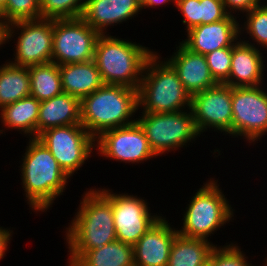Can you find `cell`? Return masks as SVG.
I'll list each match as a JSON object with an SVG mask.
<instances>
[{"instance_id": "9", "label": "cell", "mask_w": 267, "mask_h": 266, "mask_svg": "<svg viewBox=\"0 0 267 266\" xmlns=\"http://www.w3.org/2000/svg\"><path fill=\"white\" fill-rule=\"evenodd\" d=\"M37 139L47 147L70 178L95 152V139L81 124L47 129Z\"/></svg>"}, {"instance_id": "29", "label": "cell", "mask_w": 267, "mask_h": 266, "mask_svg": "<svg viewBox=\"0 0 267 266\" xmlns=\"http://www.w3.org/2000/svg\"><path fill=\"white\" fill-rule=\"evenodd\" d=\"M40 18V0H8L0 11V21L4 27L16 21Z\"/></svg>"}, {"instance_id": "13", "label": "cell", "mask_w": 267, "mask_h": 266, "mask_svg": "<svg viewBox=\"0 0 267 266\" xmlns=\"http://www.w3.org/2000/svg\"><path fill=\"white\" fill-rule=\"evenodd\" d=\"M190 109L200 135L212 128L232 137V87L218 83L192 95Z\"/></svg>"}, {"instance_id": "34", "label": "cell", "mask_w": 267, "mask_h": 266, "mask_svg": "<svg viewBox=\"0 0 267 266\" xmlns=\"http://www.w3.org/2000/svg\"><path fill=\"white\" fill-rule=\"evenodd\" d=\"M0 226V261L5 257L7 249L10 248L11 237H13V230Z\"/></svg>"}, {"instance_id": "14", "label": "cell", "mask_w": 267, "mask_h": 266, "mask_svg": "<svg viewBox=\"0 0 267 266\" xmlns=\"http://www.w3.org/2000/svg\"><path fill=\"white\" fill-rule=\"evenodd\" d=\"M145 197L112 190V212L117 240L135 245L162 216L152 213Z\"/></svg>"}, {"instance_id": "7", "label": "cell", "mask_w": 267, "mask_h": 266, "mask_svg": "<svg viewBox=\"0 0 267 266\" xmlns=\"http://www.w3.org/2000/svg\"><path fill=\"white\" fill-rule=\"evenodd\" d=\"M139 114L141 116L136 122L143 129L151 149L157 156L181 150L201 136L195 126L191 109Z\"/></svg>"}, {"instance_id": "21", "label": "cell", "mask_w": 267, "mask_h": 266, "mask_svg": "<svg viewBox=\"0 0 267 266\" xmlns=\"http://www.w3.org/2000/svg\"><path fill=\"white\" fill-rule=\"evenodd\" d=\"M40 101L29 95L0 109L1 134L15 130L26 138H37V121L39 117ZM4 128V129H3ZM6 129V130H5Z\"/></svg>"}, {"instance_id": "11", "label": "cell", "mask_w": 267, "mask_h": 266, "mask_svg": "<svg viewBox=\"0 0 267 266\" xmlns=\"http://www.w3.org/2000/svg\"><path fill=\"white\" fill-rule=\"evenodd\" d=\"M99 36L81 17L53 20L52 62L64 65L94 60Z\"/></svg>"}, {"instance_id": "12", "label": "cell", "mask_w": 267, "mask_h": 266, "mask_svg": "<svg viewBox=\"0 0 267 266\" xmlns=\"http://www.w3.org/2000/svg\"><path fill=\"white\" fill-rule=\"evenodd\" d=\"M95 150L103 158L125 164H143L157 158L137 122L104 131L95 139Z\"/></svg>"}, {"instance_id": "24", "label": "cell", "mask_w": 267, "mask_h": 266, "mask_svg": "<svg viewBox=\"0 0 267 266\" xmlns=\"http://www.w3.org/2000/svg\"><path fill=\"white\" fill-rule=\"evenodd\" d=\"M71 266H134V248L116 240L84 252Z\"/></svg>"}, {"instance_id": "32", "label": "cell", "mask_w": 267, "mask_h": 266, "mask_svg": "<svg viewBox=\"0 0 267 266\" xmlns=\"http://www.w3.org/2000/svg\"><path fill=\"white\" fill-rule=\"evenodd\" d=\"M205 58L214 80L225 84L230 74L232 46L216 49L206 54Z\"/></svg>"}, {"instance_id": "33", "label": "cell", "mask_w": 267, "mask_h": 266, "mask_svg": "<svg viewBox=\"0 0 267 266\" xmlns=\"http://www.w3.org/2000/svg\"><path fill=\"white\" fill-rule=\"evenodd\" d=\"M222 1L224 2L225 9L229 14L235 15L237 13L236 16L237 17L241 16L243 20L242 15L244 13L249 12L253 8L262 5L261 3H264L266 0H222Z\"/></svg>"}, {"instance_id": "20", "label": "cell", "mask_w": 267, "mask_h": 266, "mask_svg": "<svg viewBox=\"0 0 267 266\" xmlns=\"http://www.w3.org/2000/svg\"><path fill=\"white\" fill-rule=\"evenodd\" d=\"M81 100L65 92L42 101L37 121V137L45 130L81 124Z\"/></svg>"}, {"instance_id": "23", "label": "cell", "mask_w": 267, "mask_h": 266, "mask_svg": "<svg viewBox=\"0 0 267 266\" xmlns=\"http://www.w3.org/2000/svg\"><path fill=\"white\" fill-rule=\"evenodd\" d=\"M175 7L183 16L185 32L200 24L221 21L229 15L222 0H176Z\"/></svg>"}, {"instance_id": "19", "label": "cell", "mask_w": 267, "mask_h": 266, "mask_svg": "<svg viewBox=\"0 0 267 266\" xmlns=\"http://www.w3.org/2000/svg\"><path fill=\"white\" fill-rule=\"evenodd\" d=\"M167 57L165 59L176 70L183 87L191 96L218 84L211 75L205 55L192 52L181 42Z\"/></svg>"}, {"instance_id": "35", "label": "cell", "mask_w": 267, "mask_h": 266, "mask_svg": "<svg viewBox=\"0 0 267 266\" xmlns=\"http://www.w3.org/2000/svg\"><path fill=\"white\" fill-rule=\"evenodd\" d=\"M176 0H140L142 10H146V8H157V6L162 7L164 5H170L175 6Z\"/></svg>"}, {"instance_id": "27", "label": "cell", "mask_w": 267, "mask_h": 266, "mask_svg": "<svg viewBox=\"0 0 267 266\" xmlns=\"http://www.w3.org/2000/svg\"><path fill=\"white\" fill-rule=\"evenodd\" d=\"M28 68L31 96L42 102L63 92L59 65L51 62Z\"/></svg>"}, {"instance_id": "22", "label": "cell", "mask_w": 267, "mask_h": 266, "mask_svg": "<svg viewBox=\"0 0 267 266\" xmlns=\"http://www.w3.org/2000/svg\"><path fill=\"white\" fill-rule=\"evenodd\" d=\"M63 92L80 100L104 85L94 60L59 65Z\"/></svg>"}, {"instance_id": "38", "label": "cell", "mask_w": 267, "mask_h": 266, "mask_svg": "<svg viewBox=\"0 0 267 266\" xmlns=\"http://www.w3.org/2000/svg\"><path fill=\"white\" fill-rule=\"evenodd\" d=\"M201 266H211V263L209 261H206L203 265Z\"/></svg>"}, {"instance_id": "8", "label": "cell", "mask_w": 267, "mask_h": 266, "mask_svg": "<svg viewBox=\"0 0 267 266\" xmlns=\"http://www.w3.org/2000/svg\"><path fill=\"white\" fill-rule=\"evenodd\" d=\"M14 37L16 38L14 39ZM12 40L16 45L13 51L15 57L12 60L9 59L12 64L29 67L52 62V19L23 20L6 25L4 27V44L10 43L9 41Z\"/></svg>"}, {"instance_id": "18", "label": "cell", "mask_w": 267, "mask_h": 266, "mask_svg": "<svg viewBox=\"0 0 267 266\" xmlns=\"http://www.w3.org/2000/svg\"><path fill=\"white\" fill-rule=\"evenodd\" d=\"M245 43L241 38L232 46L231 68L228 81L230 87H255L264 85L266 52ZM265 57V58H264Z\"/></svg>"}, {"instance_id": "3", "label": "cell", "mask_w": 267, "mask_h": 266, "mask_svg": "<svg viewBox=\"0 0 267 266\" xmlns=\"http://www.w3.org/2000/svg\"><path fill=\"white\" fill-rule=\"evenodd\" d=\"M80 108L81 125L96 139L104 131L136 122L138 89L104 84L82 98Z\"/></svg>"}, {"instance_id": "17", "label": "cell", "mask_w": 267, "mask_h": 266, "mask_svg": "<svg viewBox=\"0 0 267 266\" xmlns=\"http://www.w3.org/2000/svg\"><path fill=\"white\" fill-rule=\"evenodd\" d=\"M142 12L140 0H86L81 18L99 34Z\"/></svg>"}, {"instance_id": "5", "label": "cell", "mask_w": 267, "mask_h": 266, "mask_svg": "<svg viewBox=\"0 0 267 266\" xmlns=\"http://www.w3.org/2000/svg\"><path fill=\"white\" fill-rule=\"evenodd\" d=\"M190 107L191 95L183 87L176 70L155 51L146 62L138 88L139 112H177Z\"/></svg>"}, {"instance_id": "1", "label": "cell", "mask_w": 267, "mask_h": 266, "mask_svg": "<svg viewBox=\"0 0 267 266\" xmlns=\"http://www.w3.org/2000/svg\"><path fill=\"white\" fill-rule=\"evenodd\" d=\"M74 218L65 228L67 266L84 252L117 240L112 212V189L86 188Z\"/></svg>"}, {"instance_id": "2", "label": "cell", "mask_w": 267, "mask_h": 266, "mask_svg": "<svg viewBox=\"0 0 267 266\" xmlns=\"http://www.w3.org/2000/svg\"><path fill=\"white\" fill-rule=\"evenodd\" d=\"M22 155L21 185L29 209L39 214L53 207L65 192L71 178L64 172L47 147L37 138H30ZM39 212V213H38Z\"/></svg>"}, {"instance_id": "37", "label": "cell", "mask_w": 267, "mask_h": 266, "mask_svg": "<svg viewBox=\"0 0 267 266\" xmlns=\"http://www.w3.org/2000/svg\"><path fill=\"white\" fill-rule=\"evenodd\" d=\"M8 0H0V11L5 7Z\"/></svg>"}, {"instance_id": "25", "label": "cell", "mask_w": 267, "mask_h": 266, "mask_svg": "<svg viewBox=\"0 0 267 266\" xmlns=\"http://www.w3.org/2000/svg\"><path fill=\"white\" fill-rule=\"evenodd\" d=\"M7 61L0 65V109L30 95L29 68Z\"/></svg>"}, {"instance_id": "10", "label": "cell", "mask_w": 267, "mask_h": 266, "mask_svg": "<svg viewBox=\"0 0 267 266\" xmlns=\"http://www.w3.org/2000/svg\"><path fill=\"white\" fill-rule=\"evenodd\" d=\"M265 88L263 85L232 87V138L245 139L246 143H253L254 146L255 142H260L267 135Z\"/></svg>"}, {"instance_id": "31", "label": "cell", "mask_w": 267, "mask_h": 266, "mask_svg": "<svg viewBox=\"0 0 267 266\" xmlns=\"http://www.w3.org/2000/svg\"><path fill=\"white\" fill-rule=\"evenodd\" d=\"M225 243L224 246L213 247L210 252L208 261L211 263V266H254L252 261H248V256L245 252L238 246L237 242Z\"/></svg>"}, {"instance_id": "30", "label": "cell", "mask_w": 267, "mask_h": 266, "mask_svg": "<svg viewBox=\"0 0 267 266\" xmlns=\"http://www.w3.org/2000/svg\"><path fill=\"white\" fill-rule=\"evenodd\" d=\"M86 0H40L41 18L71 19L82 16Z\"/></svg>"}, {"instance_id": "28", "label": "cell", "mask_w": 267, "mask_h": 266, "mask_svg": "<svg viewBox=\"0 0 267 266\" xmlns=\"http://www.w3.org/2000/svg\"><path fill=\"white\" fill-rule=\"evenodd\" d=\"M244 16L243 24L242 21L239 24L240 38H243L241 40L255 48L267 51V0L262 5L243 14ZM244 33L247 34L244 35ZM247 35L249 36L247 37Z\"/></svg>"}, {"instance_id": "6", "label": "cell", "mask_w": 267, "mask_h": 266, "mask_svg": "<svg viewBox=\"0 0 267 266\" xmlns=\"http://www.w3.org/2000/svg\"><path fill=\"white\" fill-rule=\"evenodd\" d=\"M200 187L188 200L185 210H182L183 224L177 231L186 238L210 241L209 236L234 220L235 209L231 207L230 200L223 194L220 182L215 177Z\"/></svg>"}, {"instance_id": "36", "label": "cell", "mask_w": 267, "mask_h": 266, "mask_svg": "<svg viewBox=\"0 0 267 266\" xmlns=\"http://www.w3.org/2000/svg\"><path fill=\"white\" fill-rule=\"evenodd\" d=\"M3 44H4V26L0 21V49H2L1 47L3 46Z\"/></svg>"}, {"instance_id": "39", "label": "cell", "mask_w": 267, "mask_h": 266, "mask_svg": "<svg viewBox=\"0 0 267 266\" xmlns=\"http://www.w3.org/2000/svg\"><path fill=\"white\" fill-rule=\"evenodd\" d=\"M263 266H267V257L264 259V264Z\"/></svg>"}, {"instance_id": "15", "label": "cell", "mask_w": 267, "mask_h": 266, "mask_svg": "<svg viewBox=\"0 0 267 266\" xmlns=\"http://www.w3.org/2000/svg\"><path fill=\"white\" fill-rule=\"evenodd\" d=\"M229 14L225 19L189 29L181 43L192 52L206 55L216 49L233 46L240 39V18Z\"/></svg>"}, {"instance_id": "16", "label": "cell", "mask_w": 267, "mask_h": 266, "mask_svg": "<svg viewBox=\"0 0 267 266\" xmlns=\"http://www.w3.org/2000/svg\"><path fill=\"white\" fill-rule=\"evenodd\" d=\"M162 217L138 240L134 248V266H167L177 228ZM173 226V227H172Z\"/></svg>"}, {"instance_id": "4", "label": "cell", "mask_w": 267, "mask_h": 266, "mask_svg": "<svg viewBox=\"0 0 267 266\" xmlns=\"http://www.w3.org/2000/svg\"><path fill=\"white\" fill-rule=\"evenodd\" d=\"M154 52L131 39L100 34L95 45L94 61L104 84L138 89L146 62Z\"/></svg>"}, {"instance_id": "26", "label": "cell", "mask_w": 267, "mask_h": 266, "mask_svg": "<svg viewBox=\"0 0 267 266\" xmlns=\"http://www.w3.org/2000/svg\"><path fill=\"white\" fill-rule=\"evenodd\" d=\"M215 244L211 241L177 235L170 249L167 266H201L208 261Z\"/></svg>"}]
</instances>
